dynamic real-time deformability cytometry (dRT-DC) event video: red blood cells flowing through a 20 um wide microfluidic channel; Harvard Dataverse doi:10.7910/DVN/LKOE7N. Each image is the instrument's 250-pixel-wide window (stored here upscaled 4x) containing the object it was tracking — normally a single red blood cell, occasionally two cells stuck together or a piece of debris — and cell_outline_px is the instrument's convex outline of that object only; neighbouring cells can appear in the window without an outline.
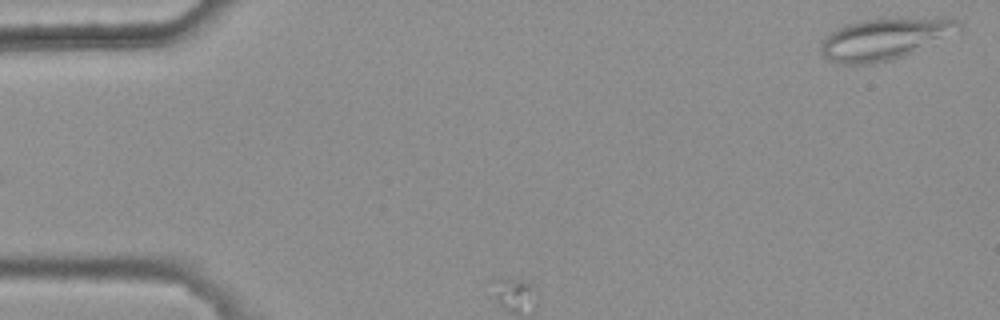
{"species": "common noctule bat (a hibernating species)", "species_latin": "Nyctalus noctula", "temperature_condition": "warm", "stored_images_in_passage": 6, "camera_frame_rate_fps": 3000, "um_per_image_px": 0.085, "animal": {"sex": "female", "body_mass_g": 25.1}, "frame": {"image": 1, "passage_image": 6, "time_ms": 1.667, "image_size_px": [1000, 320], "cell_outline_px": [[960, 28], [904, 56], [892, 60], [872, 64], [840, 64], [828, 60], [820, 52], [820, 40], [824, 36], [836, 28], [844, 24], [860, 20], [880, 16], [948, 16], [956, 20], [960, 24]], "centroid_in_image_um": [75.11, 3.24], "position_along_channel_um": 9.9, "area_um2": 34.33}}